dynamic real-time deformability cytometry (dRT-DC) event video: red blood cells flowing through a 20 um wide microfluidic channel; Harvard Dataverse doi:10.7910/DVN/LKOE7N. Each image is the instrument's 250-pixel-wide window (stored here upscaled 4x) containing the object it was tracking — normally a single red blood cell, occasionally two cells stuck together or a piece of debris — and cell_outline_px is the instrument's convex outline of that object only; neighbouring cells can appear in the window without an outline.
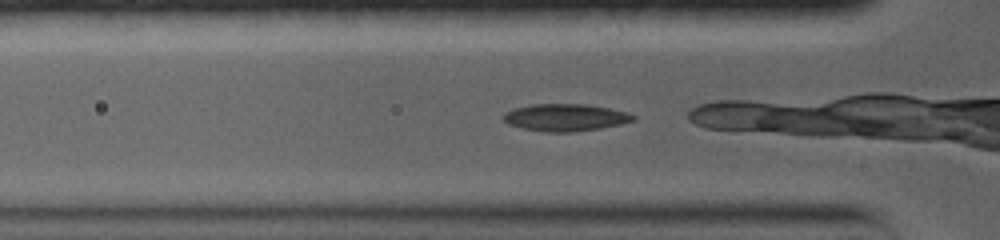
{"species": "common noctule bat (a hibernating species)", "species_latin": "Nyctalus noctula", "temperature_condition": "warm", "stored_images_in_passage": 31, "camera_frame_rate_fps": 5000, "um_per_image_px": 0.085, "animal": {"sex": "female", "body_mass_g": 19.0, "forearm_length_mm": 56.7}, "frame": {"image": 1, "passage_image": 2, "time_ms": 0.4, "image_size_px": [1000, 240], "cell_outline_px": [[636, 120], [620, 124], [600, 128], [572, 132], [544, 132], [520, 128], [508, 124], [500, 116], [504, 112], [512, 108], [532, 104], [584, 104], [608, 108], [628, 112], [636, 116]], "centroid_in_image_um": [48.0, 9.98], "position_along_channel_um": 77.8, "area_um2": 20.81}}
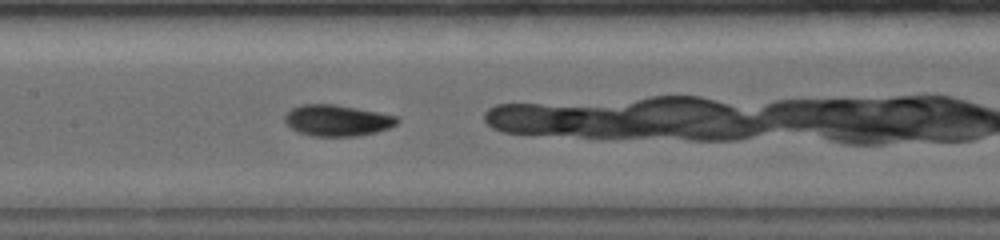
{"frame": {"image": 2, "passage_image": 7, "time_ms": 3.2, "image_size_px": [1000, 240], "cell_outline_px": [[400, 120], [396, 124], [388, 128], [376, 132], [356, 136], [312, 136], [300, 132], [292, 128], [284, 120], [284, 116], [292, 108], [300, 104], [336, 104], [396, 116]], "centroid_in_image_um": [28.65, 10.23], "position_along_channel_um": 178.8, "area_um2": 20.23}}
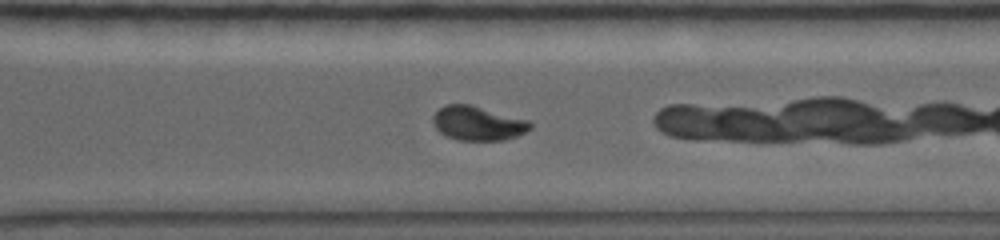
{"frame": {"image": 3, "passage_image": 19, "time_ms": 7.4, "image_size_px": [1000, 240], "cell_outline_px": [[532, 128], [516, 136], [504, 140], [460, 140], [444, 136], [436, 128], [432, 120], [432, 116], [440, 108], [448, 104], [468, 104], [528, 120], [532, 124]], "centroid_in_image_um": [40.59, 10.49], "position_along_channel_um": 330.0, "area_um2": 19.19}}